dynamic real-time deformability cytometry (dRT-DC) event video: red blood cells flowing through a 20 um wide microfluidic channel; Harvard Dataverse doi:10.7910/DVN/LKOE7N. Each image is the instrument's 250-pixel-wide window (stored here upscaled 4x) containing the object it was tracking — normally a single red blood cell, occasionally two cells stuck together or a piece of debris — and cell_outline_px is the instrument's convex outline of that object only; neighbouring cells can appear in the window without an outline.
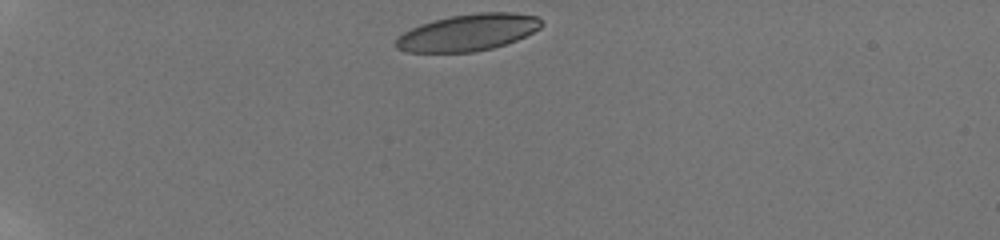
{"species": "human", "species_latin": "Homo sapiens", "temperature_condition": "room temperature", "stored_images_in_passage": 55, "camera_frame_rate_fps": 3000, "um_per_image_px": 0.085, "donor": {"sex": "male"}, "frame": {"image": 1, "passage_image": 1, "time_ms": 0.0, "image_size_px": [1000, 240], "cell_outline_px": [[544, 24], [540, 28], [516, 40], [492, 48], [472, 52], [404, 52], [396, 48], [396, 36], [420, 24], [452, 16], [476, 12], [512, 12], [536, 16]], "centroid_in_image_um": [39.76, 2.76], "position_along_channel_um": 45.2, "area_um2": 30.98}}
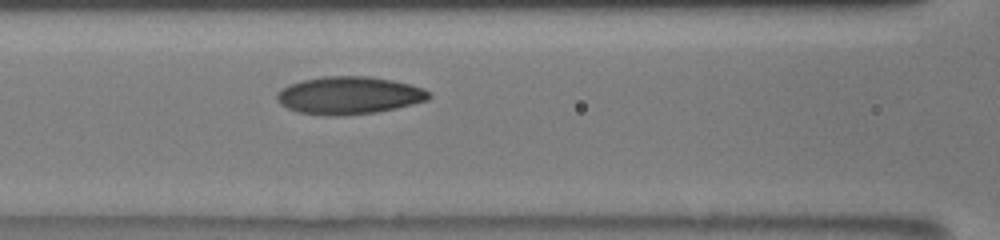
{"frame": {"image": 2, "passage_image": 10, "time_ms": 4.0, "image_size_px": [1000, 240], "cell_outline_px": [[432, 96], [428, 100], [396, 108], [376, 112], [344, 116], [324, 116], [296, 112], [280, 104], [276, 100], [276, 92], [288, 84], [304, 80], [324, 76], [368, 76], [392, 80], [424, 88]], "centroid_in_image_um": [29.63, 8.12], "position_along_channel_um": 137.0, "area_um2": 33.58}}
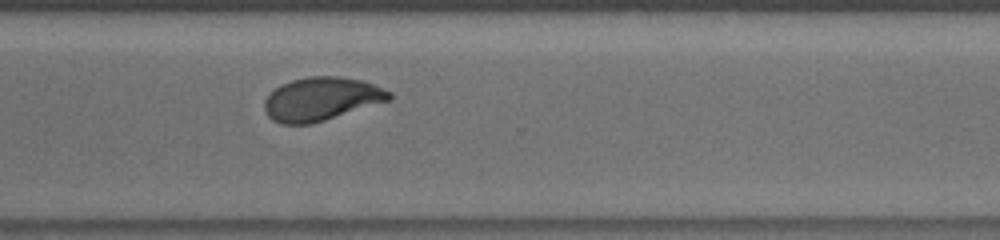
{"frame": {"image": 3, "passage_image": 34, "time_ms": 9.333, "image_size_px": [1000, 240], "cell_outline_px": [[392, 100], [324, 120], [308, 124], [284, 124], [272, 120], [268, 116], [264, 108], [264, 100], [280, 84], [292, 80], [308, 76], [336, 76], [360, 80], [372, 84], [392, 92]], "centroid_in_image_um": [27.32, 8.41], "position_along_channel_um": 343.3, "area_um2": 31.39}, "authors_computed_cell_mechanics": {"area_um2": 31.5588, "velocity_mm_per_s": 3.8716, "shape_relaxation_time_tau1_ms": 4.4094, "shape_relaxation_time_tau2_ms": 1.2628, "deformation_change_tau1": 0.1511, "deformation_change_tau2": 0.0594}}